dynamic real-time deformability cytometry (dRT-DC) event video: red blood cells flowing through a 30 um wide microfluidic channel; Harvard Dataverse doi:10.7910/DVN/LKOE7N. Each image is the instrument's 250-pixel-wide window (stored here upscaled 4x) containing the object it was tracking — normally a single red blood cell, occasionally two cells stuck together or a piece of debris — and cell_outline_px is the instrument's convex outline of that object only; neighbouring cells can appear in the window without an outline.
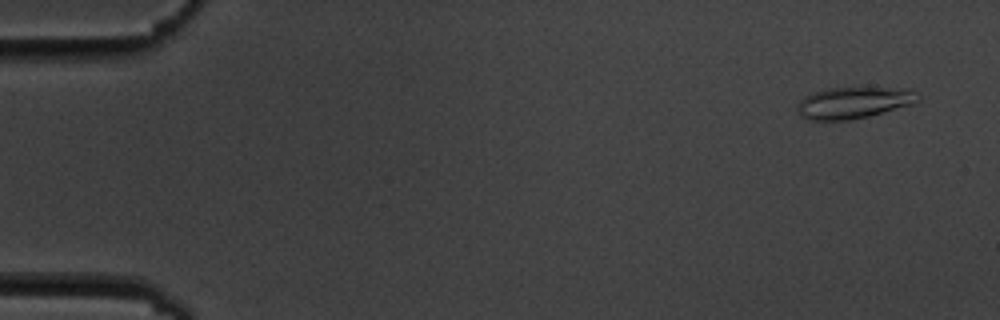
{"species": "common noctule bat (a hibernating species)", "species_latin": "Nyctalus noctula", "temperature_condition": "cold", "stored_images_in_passage": 6, "camera_frame_rate_fps": 3000, "um_per_image_px": 0.085, "animal": {"sex": "male", "body_mass_g": 19.5, "forearm_length_mm": 54.6}, "frame": {"image": 1, "passage_image": 1, "time_ms": 0.0, "image_size_px": [1000, 320], "cell_outline_px": [[920, 100], [912, 104], [868, 116], [852, 120], [808, 120], [800, 116], [796, 108], [796, 104], [804, 96], [812, 92], [828, 88], [908, 88]], "centroid_in_image_um": [72.47, 8.74], "position_along_channel_um": 12.5, "area_um2": 22.08}}